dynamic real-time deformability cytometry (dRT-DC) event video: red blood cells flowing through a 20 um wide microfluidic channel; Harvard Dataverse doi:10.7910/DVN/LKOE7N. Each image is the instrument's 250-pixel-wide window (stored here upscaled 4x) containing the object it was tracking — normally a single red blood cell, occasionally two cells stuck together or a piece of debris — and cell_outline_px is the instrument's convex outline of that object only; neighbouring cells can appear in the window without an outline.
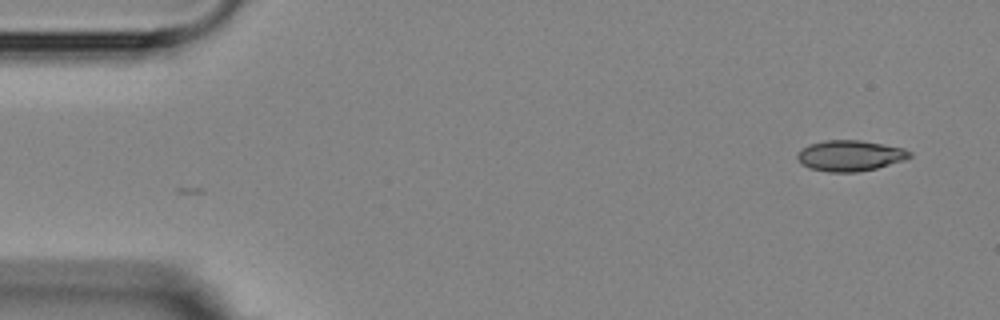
{"species": "Egyptian fruit bat (a non-hibernating species)", "species_latin": "Rousettus aegyptiacus", "temperature_condition": "room temperature", "stored_images_in_passage": 3, "camera_frame_rate_fps": 3000, "um_per_image_px": 0.085, "animal": {"sex": "female"}, "frame": {"image": 1, "passage_image": 3, "time_ms": 2.333, "image_size_px": [1000, 320], "cell_outline_px": [[912, 156], [904, 160], [876, 168], [856, 172], [828, 172], [808, 168], [800, 164], [796, 156], [808, 144], [824, 140], [860, 140], [884, 144], [904, 148], [912, 152]], "centroid_in_image_um": [72.25, 13.23], "position_along_channel_um": 12.8, "area_um2": 20.23}}